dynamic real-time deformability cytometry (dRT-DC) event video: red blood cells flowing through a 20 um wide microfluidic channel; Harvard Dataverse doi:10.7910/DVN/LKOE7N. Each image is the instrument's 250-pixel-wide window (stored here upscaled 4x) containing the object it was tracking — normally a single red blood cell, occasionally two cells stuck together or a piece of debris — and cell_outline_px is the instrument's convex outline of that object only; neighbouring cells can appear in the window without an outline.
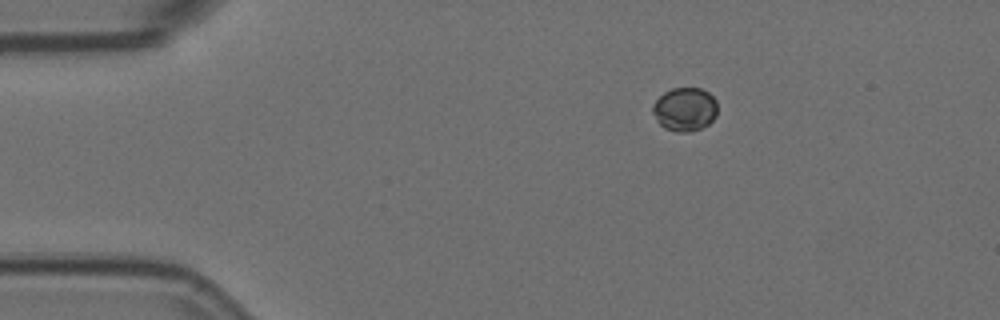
{"species": "Egyptian fruit bat (a non-hibernating species)", "species_latin": "Rousettus aegyptiacus", "temperature_condition": "room temperature", "stored_images_in_passage": 3, "camera_frame_rate_fps": 3000, "um_per_image_px": 0.085, "animal": {"sex": "female"}, "frame": {"image": 1, "passage_image": 3, "time_ms": 0.667, "image_size_px": [1000, 320], "cell_outline_px": [[716, 116], [708, 124], [700, 128], [688, 132], [676, 132], [664, 128], [656, 120], [652, 112], [652, 104], [664, 92], [672, 88], [700, 88], [708, 92], [716, 100]], "centroid_in_image_um": [58.19, 9.29], "position_along_channel_um": 26.8, "area_um2": 16.47}}